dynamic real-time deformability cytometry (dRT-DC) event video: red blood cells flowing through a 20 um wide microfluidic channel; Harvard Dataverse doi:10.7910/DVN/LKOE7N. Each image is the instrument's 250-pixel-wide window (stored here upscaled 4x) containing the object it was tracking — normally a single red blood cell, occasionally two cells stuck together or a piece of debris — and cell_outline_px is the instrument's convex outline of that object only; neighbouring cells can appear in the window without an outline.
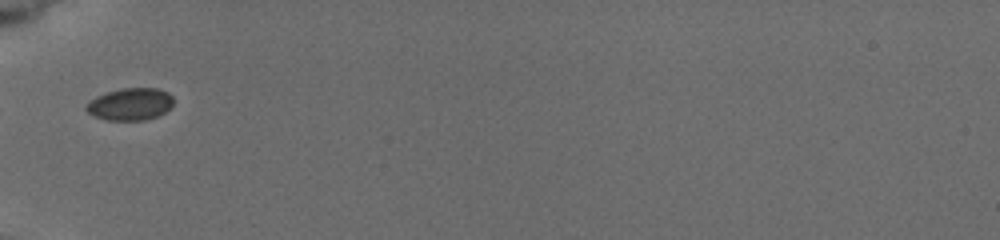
{"species": "common noctule bat (a hibernating species)", "species_latin": "Nyctalus noctula", "temperature_condition": "cold", "stored_images_in_passage": 10, "camera_frame_rate_fps": 3000, "um_per_image_px": 0.085, "animal": {"sex": "female", "body_mass_g": 19.5, "forearm_length_mm": 54.1}, "frame": {"image": 1, "passage_image": 1, "time_ms": 0.0, "image_size_px": [1000, 240], "cell_outline_px": [[172, 104], [164, 112], [156, 116], [144, 120], [108, 120], [96, 116], [88, 112], [84, 108], [84, 104], [88, 100], [96, 96], [120, 88], [156, 88], [168, 92], [172, 96]], "centroid_in_image_um": [11.02, 8.84], "position_along_channel_um": 74.0, "area_um2": 16.3}}